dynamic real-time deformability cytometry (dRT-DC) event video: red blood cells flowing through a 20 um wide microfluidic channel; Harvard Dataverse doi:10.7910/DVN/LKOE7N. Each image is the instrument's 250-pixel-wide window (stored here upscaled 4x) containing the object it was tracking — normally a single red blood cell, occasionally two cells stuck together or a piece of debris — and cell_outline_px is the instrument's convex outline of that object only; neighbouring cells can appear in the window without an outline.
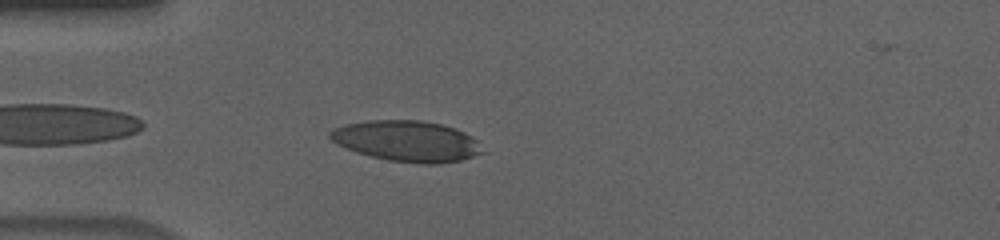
{"species": "human", "species_latin": "Homo sapiens", "temperature_condition": "cold", "stored_images_in_passage": 44, "camera_frame_rate_fps": 3000, "um_per_image_px": 0.085, "donor": {"sex": "male"}, "frame": {"image": 1, "passage_image": 4, "time_ms": 1.0, "image_size_px": [1000, 240], "cell_outline_px": [[484, 152], [460, 160], [436, 164], [420, 164], [388, 160], [356, 152], [332, 140], [328, 136], [328, 132], [332, 128], [344, 124], [368, 120], [420, 120], [440, 124], [456, 128], [472, 136], [476, 140]], "centroid_in_image_um": [34.57, 11.98], "position_along_channel_um": 50.4, "area_um2": 36.13}}
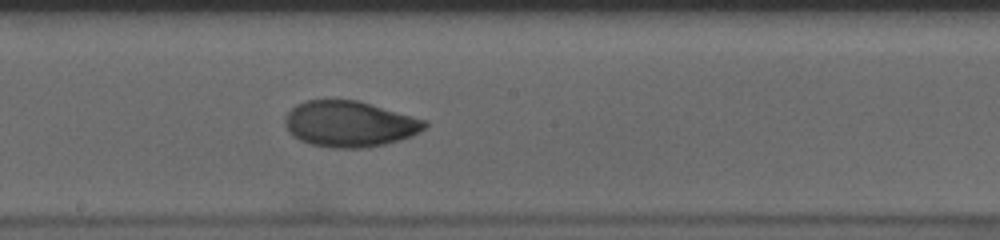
{"frame": {"image": 2, "passage_image": 19, "time_ms": 6.0, "image_size_px": [1000, 240], "cell_outline_px": [[428, 124], [420, 132], [412, 136], [400, 140], [384, 144], [360, 148], [332, 148], [312, 144], [300, 140], [292, 136], [288, 132], [284, 124], [284, 116], [296, 104], [304, 100], [356, 100], [428, 120]], "centroid_in_image_um": [29.69, 10.53], "position_along_channel_um": 218.5, "area_um2": 37.51}}
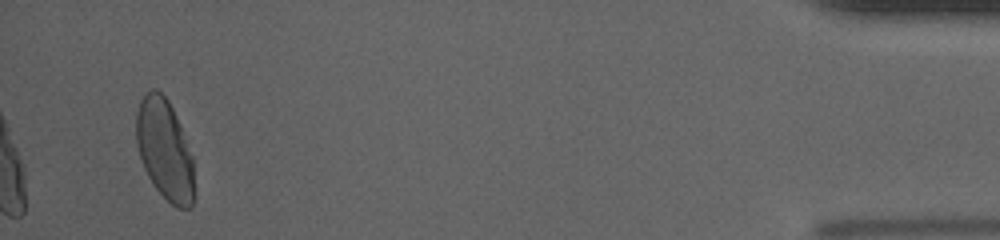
{"frame": {"image": 3, "passage_image": 42, "time_ms": 13.667, "image_size_px": [1000, 240], "cell_outline_px": [[192, 204], [188, 208], [176, 208], [156, 188], [148, 176], [144, 168], [136, 144], [136, 112], [140, 100], [152, 88], [156, 88], [168, 100], [180, 124], [192, 156]], "centroid_in_image_um": [13.97, 12.67], "position_along_channel_um": 421.2, "area_um2": 33.35}, "authors_computed_cell_mechanics": {"area_um2": 36.7897, "velocity_mm_per_s": 3.6321, "shape_relaxation_time_tau1_ms": 8.4452, "shape_relaxation_time_tau2_ms": 1.8837, "deformation_change_tau1": 0.2289, "deformation_change_tau2": 0.0446}}